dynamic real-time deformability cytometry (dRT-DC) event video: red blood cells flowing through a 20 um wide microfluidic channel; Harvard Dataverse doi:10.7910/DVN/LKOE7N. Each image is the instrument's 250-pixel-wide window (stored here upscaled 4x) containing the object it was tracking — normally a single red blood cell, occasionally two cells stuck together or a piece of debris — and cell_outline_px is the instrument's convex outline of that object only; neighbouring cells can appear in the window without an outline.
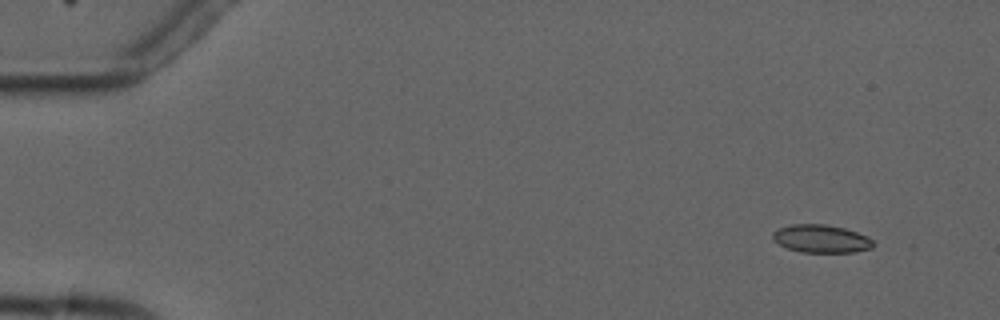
{"species": "common noctule bat (a hibernating species)", "species_latin": "Nyctalus noctula", "temperature_condition": "cold", "stored_images_in_passage": 3, "camera_frame_rate_fps": 3000, "um_per_image_px": 0.085, "animal": {"sex": "male", "forearm_length_mm": 52.5}, "frame": {"image": 1, "passage_image": 1, "time_ms": 0.0, "image_size_px": [1000, 320], "cell_outline_px": [[876, 244], [872, 248], [856, 252], [800, 252], [788, 248], [772, 240], [772, 232], [780, 228], [792, 224], [824, 224], [844, 228], [868, 236]], "centroid_in_image_um": [69.82, 20.29], "position_along_channel_um": 15.2, "area_um2": 16.42}}